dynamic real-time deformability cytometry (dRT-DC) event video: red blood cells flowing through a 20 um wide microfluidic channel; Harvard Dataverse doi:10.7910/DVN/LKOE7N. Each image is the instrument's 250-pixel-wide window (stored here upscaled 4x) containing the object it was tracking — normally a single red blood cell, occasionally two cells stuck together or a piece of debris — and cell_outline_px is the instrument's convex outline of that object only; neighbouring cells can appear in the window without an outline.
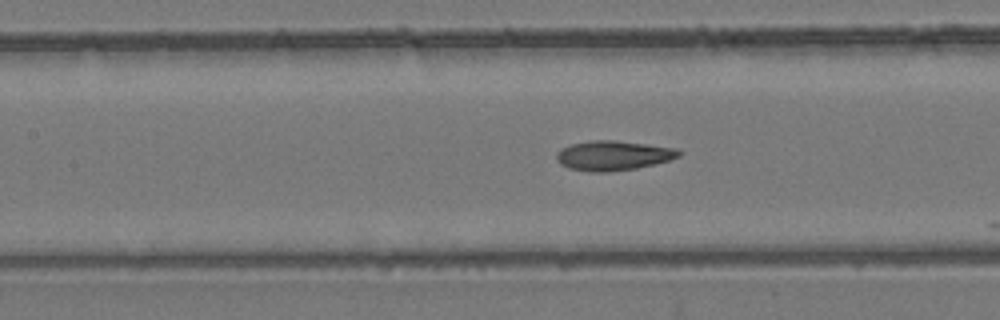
{"species": "common noctule bat (a hibernating species)", "species_latin": "Nyctalus noctula", "temperature_condition": "room temperature", "stored_images_in_passage": 11, "camera_frame_rate_fps": 3000, "um_per_image_px": 0.085, "animal": {"sex": "female", "body_mass_g": 24.6, "forearm_length_mm": 56.2}, "frame": {"image": 1, "passage_image": 10, "time_ms": 3.0, "image_size_px": [1000, 320], "cell_outline_px": [[680, 156], [672, 160], [636, 168], [608, 172], [592, 172], [568, 168], [560, 164], [556, 160], [556, 152], [560, 148], [572, 144], [592, 140], [612, 140], [648, 144], [676, 148], [680, 152]], "centroid_in_image_um": [52.1, 13.22], "position_along_channel_um": 155.3, "area_um2": 21.27}}